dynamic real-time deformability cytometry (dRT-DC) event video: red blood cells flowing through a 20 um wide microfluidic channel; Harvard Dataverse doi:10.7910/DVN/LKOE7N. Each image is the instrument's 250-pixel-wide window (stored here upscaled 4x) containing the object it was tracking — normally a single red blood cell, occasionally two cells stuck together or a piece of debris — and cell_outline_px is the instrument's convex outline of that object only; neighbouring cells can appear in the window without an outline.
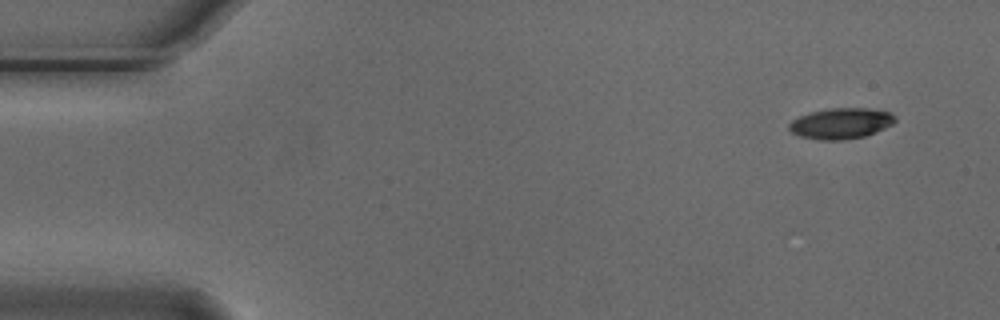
{"species": "Egyptian fruit bat (a non-hibernating species)", "species_latin": "Rousettus aegyptiacus", "temperature_condition": "cold", "stored_images_in_passage": 6, "camera_frame_rate_fps": 3000, "um_per_image_px": 0.085, "animal": {"sex": "male"}, "frame": {"image": 1, "passage_image": 1, "time_ms": 0.0, "image_size_px": [1000, 320], "cell_outline_px": [[896, 120], [892, 124], [876, 132], [864, 136], [840, 140], [820, 140], [800, 136], [792, 132], [788, 128], [788, 124], [792, 120], [800, 116], [812, 112], [828, 108], [868, 108], [888, 112], [896, 116]], "centroid_in_image_um": [71.47, 10.49], "position_along_channel_um": 13.5, "area_um2": 18.9}}
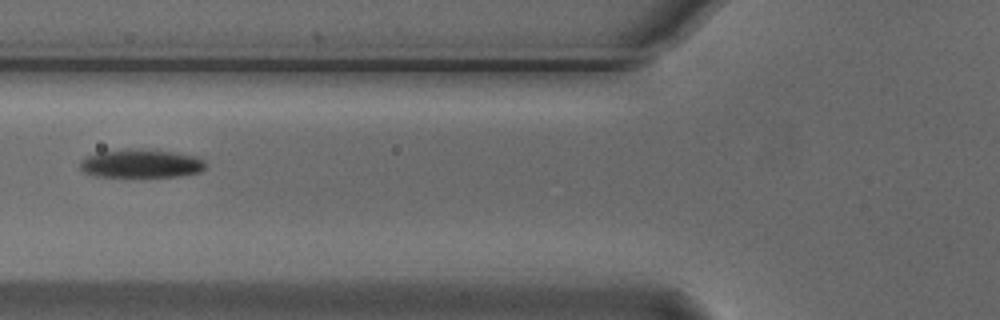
{"frame": {"image": 2, "passage_image": 5, "time_ms": 1.333, "image_size_px": [1000, 320], "cell_outline_px": [[204, 168], [200, 172], [180, 176], [96, 176], [84, 172], [80, 168], [80, 160], [88, 156], [100, 152], [128, 148], [136, 148], [172, 152], [196, 156], [204, 160]], "centroid_in_image_um": [11.98, 13.89], "position_along_channel_um": 113.8, "area_um2": 20.63}}
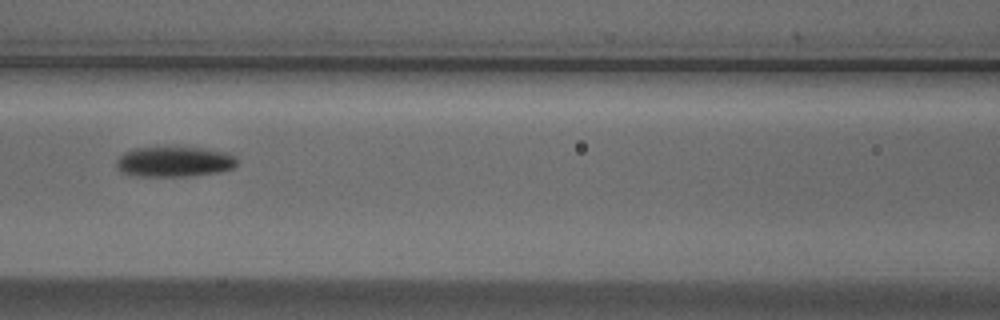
{"frame": {"image": 3, "passage_image": 6, "time_ms": 1.667, "image_size_px": [1000, 320], "cell_outline_px": [[236, 164], [232, 168], [220, 172], [188, 176], [136, 176], [120, 172], [116, 168], [116, 160], [124, 152], [136, 148], [200, 148], [224, 152], [236, 156]], "centroid_in_image_um": [14.78, 13.76], "position_along_channel_um": 151.8, "area_um2": 21.1}}